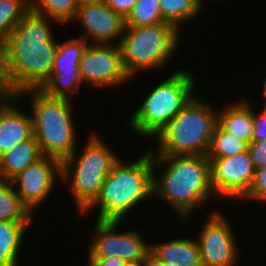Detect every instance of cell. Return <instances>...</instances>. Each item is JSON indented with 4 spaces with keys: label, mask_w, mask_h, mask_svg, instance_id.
<instances>
[{
    "label": "cell",
    "mask_w": 266,
    "mask_h": 266,
    "mask_svg": "<svg viewBox=\"0 0 266 266\" xmlns=\"http://www.w3.org/2000/svg\"><path fill=\"white\" fill-rule=\"evenodd\" d=\"M211 164V183L215 195L228 200L243 198L250 190L255 168L249 152L225 158H208Z\"/></svg>",
    "instance_id": "12"
},
{
    "label": "cell",
    "mask_w": 266,
    "mask_h": 266,
    "mask_svg": "<svg viewBox=\"0 0 266 266\" xmlns=\"http://www.w3.org/2000/svg\"><path fill=\"white\" fill-rule=\"evenodd\" d=\"M218 124L228 133L251 143L253 135V109L247 101L241 100L218 111Z\"/></svg>",
    "instance_id": "19"
},
{
    "label": "cell",
    "mask_w": 266,
    "mask_h": 266,
    "mask_svg": "<svg viewBox=\"0 0 266 266\" xmlns=\"http://www.w3.org/2000/svg\"><path fill=\"white\" fill-rule=\"evenodd\" d=\"M30 9V0H0V47Z\"/></svg>",
    "instance_id": "24"
},
{
    "label": "cell",
    "mask_w": 266,
    "mask_h": 266,
    "mask_svg": "<svg viewBox=\"0 0 266 266\" xmlns=\"http://www.w3.org/2000/svg\"><path fill=\"white\" fill-rule=\"evenodd\" d=\"M248 152L255 170L266 167V137L257 142H251Z\"/></svg>",
    "instance_id": "28"
},
{
    "label": "cell",
    "mask_w": 266,
    "mask_h": 266,
    "mask_svg": "<svg viewBox=\"0 0 266 266\" xmlns=\"http://www.w3.org/2000/svg\"><path fill=\"white\" fill-rule=\"evenodd\" d=\"M147 266H180L178 264L168 263L161 260H156L151 254L148 256Z\"/></svg>",
    "instance_id": "33"
},
{
    "label": "cell",
    "mask_w": 266,
    "mask_h": 266,
    "mask_svg": "<svg viewBox=\"0 0 266 266\" xmlns=\"http://www.w3.org/2000/svg\"><path fill=\"white\" fill-rule=\"evenodd\" d=\"M115 12L123 18H127L132 12L137 0H103Z\"/></svg>",
    "instance_id": "31"
},
{
    "label": "cell",
    "mask_w": 266,
    "mask_h": 266,
    "mask_svg": "<svg viewBox=\"0 0 266 266\" xmlns=\"http://www.w3.org/2000/svg\"><path fill=\"white\" fill-rule=\"evenodd\" d=\"M266 137V113L256 114L253 110V135L251 142H257Z\"/></svg>",
    "instance_id": "30"
},
{
    "label": "cell",
    "mask_w": 266,
    "mask_h": 266,
    "mask_svg": "<svg viewBox=\"0 0 266 266\" xmlns=\"http://www.w3.org/2000/svg\"><path fill=\"white\" fill-rule=\"evenodd\" d=\"M249 144L226 132L217 124L207 154L208 158H225L248 151Z\"/></svg>",
    "instance_id": "25"
},
{
    "label": "cell",
    "mask_w": 266,
    "mask_h": 266,
    "mask_svg": "<svg viewBox=\"0 0 266 266\" xmlns=\"http://www.w3.org/2000/svg\"><path fill=\"white\" fill-rule=\"evenodd\" d=\"M81 0H30L32 11L53 19V22L67 24L73 21Z\"/></svg>",
    "instance_id": "23"
},
{
    "label": "cell",
    "mask_w": 266,
    "mask_h": 266,
    "mask_svg": "<svg viewBox=\"0 0 266 266\" xmlns=\"http://www.w3.org/2000/svg\"><path fill=\"white\" fill-rule=\"evenodd\" d=\"M152 160L153 167L166 166L159 178L154 174V196L175 208L182 222L216 196L207 155H152Z\"/></svg>",
    "instance_id": "2"
},
{
    "label": "cell",
    "mask_w": 266,
    "mask_h": 266,
    "mask_svg": "<svg viewBox=\"0 0 266 266\" xmlns=\"http://www.w3.org/2000/svg\"><path fill=\"white\" fill-rule=\"evenodd\" d=\"M119 159L104 180L98 199L85 212L97 209V220L121 221L123 216L134 209L142 200L154 195L153 167L151 150L131 164Z\"/></svg>",
    "instance_id": "3"
},
{
    "label": "cell",
    "mask_w": 266,
    "mask_h": 266,
    "mask_svg": "<svg viewBox=\"0 0 266 266\" xmlns=\"http://www.w3.org/2000/svg\"><path fill=\"white\" fill-rule=\"evenodd\" d=\"M79 68L83 83L97 88L122 85L132 79L124 68L120 46L114 42L88 44Z\"/></svg>",
    "instance_id": "10"
},
{
    "label": "cell",
    "mask_w": 266,
    "mask_h": 266,
    "mask_svg": "<svg viewBox=\"0 0 266 266\" xmlns=\"http://www.w3.org/2000/svg\"><path fill=\"white\" fill-rule=\"evenodd\" d=\"M89 257H117L129 265L146 263L150 254V244L142 234L135 231L117 233L120 221L96 220Z\"/></svg>",
    "instance_id": "9"
},
{
    "label": "cell",
    "mask_w": 266,
    "mask_h": 266,
    "mask_svg": "<svg viewBox=\"0 0 266 266\" xmlns=\"http://www.w3.org/2000/svg\"><path fill=\"white\" fill-rule=\"evenodd\" d=\"M46 19L30 9L0 47V60L16 95L40 89L51 76L58 43Z\"/></svg>",
    "instance_id": "1"
},
{
    "label": "cell",
    "mask_w": 266,
    "mask_h": 266,
    "mask_svg": "<svg viewBox=\"0 0 266 266\" xmlns=\"http://www.w3.org/2000/svg\"><path fill=\"white\" fill-rule=\"evenodd\" d=\"M57 175L61 176V163L55 158L43 155L11 182L15 186L18 184V189L15 188V191L32 213L54 189Z\"/></svg>",
    "instance_id": "15"
},
{
    "label": "cell",
    "mask_w": 266,
    "mask_h": 266,
    "mask_svg": "<svg viewBox=\"0 0 266 266\" xmlns=\"http://www.w3.org/2000/svg\"><path fill=\"white\" fill-rule=\"evenodd\" d=\"M86 266H129V264L112 256L107 258H89Z\"/></svg>",
    "instance_id": "32"
},
{
    "label": "cell",
    "mask_w": 266,
    "mask_h": 266,
    "mask_svg": "<svg viewBox=\"0 0 266 266\" xmlns=\"http://www.w3.org/2000/svg\"><path fill=\"white\" fill-rule=\"evenodd\" d=\"M263 110L262 111H264V113H266V102H263Z\"/></svg>",
    "instance_id": "35"
},
{
    "label": "cell",
    "mask_w": 266,
    "mask_h": 266,
    "mask_svg": "<svg viewBox=\"0 0 266 266\" xmlns=\"http://www.w3.org/2000/svg\"><path fill=\"white\" fill-rule=\"evenodd\" d=\"M75 19L85 29L81 37L86 40L91 37L94 44H113L120 38L116 42L119 45L126 27V19L103 0H81Z\"/></svg>",
    "instance_id": "14"
},
{
    "label": "cell",
    "mask_w": 266,
    "mask_h": 266,
    "mask_svg": "<svg viewBox=\"0 0 266 266\" xmlns=\"http://www.w3.org/2000/svg\"><path fill=\"white\" fill-rule=\"evenodd\" d=\"M30 223L0 221V266H18L20 246Z\"/></svg>",
    "instance_id": "20"
},
{
    "label": "cell",
    "mask_w": 266,
    "mask_h": 266,
    "mask_svg": "<svg viewBox=\"0 0 266 266\" xmlns=\"http://www.w3.org/2000/svg\"><path fill=\"white\" fill-rule=\"evenodd\" d=\"M159 2L164 22L174 25L179 31L184 22L198 17L204 7L203 0H159Z\"/></svg>",
    "instance_id": "22"
},
{
    "label": "cell",
    "mask_w": 266,
    "mask_h": 266,
    "mask_svg": "<svg viewBox=\"0 0 266 266\" xmlns=\"http://www.w3.org/2000/svg\"><path fill=\"white\" fill-rule=\"evenodd\" d=\"M150 254L156 259L180 266H203L196 239H173L150 244Z\"/></svg>",
    "instance_id": "17"
},
{
    "label": "cell",
    "mask_w": 266,
    "mask_h": 266,
    "mask_svg": "<svg viewBox=\"0 0 266 266\" xmlns=\"http://www.w3.org/2000/svg\"><path fill=\"white\" fill-rule=\"evenodd\" d=\"M159 0H137L126 18V26L140 27L164 22Z\"/></svg>",
    "instance_id": "26"
},
{
    "label": "cell",
    "mask_w": 266,
    "mask_h": 266,
    "mask_svg": "<svg viewBox=\"0 0 266 266\" xmlns=\"http://www.w3.org/2000/svg\"><path fill=\"white\" fill-rule=\"evenodd\" d=\"M180 35V31L167 22L126 26L119 43L126 72L132 78L139 71L163 68L177 51Z\"/></svg>",
    "instance_id": "8"
},
{
    "label": "cell",
    "mask_w": 266,
    "mask_h": 266,
    "mask_svg": "<svg viewBox=\"0 0 266 266\" xmlns=\"http://www.w3.org/2000/svg\"><path fill=\"white\" fill-rule=\"evenodd\" d=\"M30 94V95H29ZM31 96L32 128L42 155L60 163L69 158L76 147V134L69 99L51 98L39 89L21 91L16 96Z\"/></svg>",
    "instance_id": "4"
},
{
    "label": "cell",
    "mask_w": 266,
    "mask_h": 266,
    "mask_svg": "<svg viewBox=\"0 0 266 266\" xmlns=\"http://www.w3.org/2000/svg\"><path fill=\"white\" fill-rule=\"evenodd\" d=\"M15 97L16 94L8 83L5 68L0 60V108L6 106Z\"/></svg>",
    "instance_id": "29"
},
{
    "label": "cell",
    "mask_w": 266,
    "mask_h": 266,
    "mask_svg": "<svg viewBox=\"0 0 266 266\" xmlns=\"http://www.w3.org/2000/svg\"><path fill=\"white\" fill-rule=\"evenodd\" d=\"M209 215L199 239H196L203 266L236 265L238 245L228 220L218 211Z\"/></svg>",
    "instance_id": "13"
},
{
    "label": "cell",
    "mask_w": 266,
    "mask_h": 266,
    "mask_svg": "<svg viewBox=\"0 0 266 266\" xmlns=\"http://www.w3.org/2000/svg\"><path fill=\"white\" fill-rule=\"evenodd\" d=\"M14 189L11 181L0 179V221L32 222L33 214Z\"/></svg>",
    "instance_id": "21"
},
{
    "label": "cell",
    "mask_w": 266,
    "mask_h": 266,
    "mask_svg": "<svg viewBox=\"0 0 266 266\" xmlns=\"http://www.w3.org/2000/svg\"><path fill=\"white\" fill-rule=\"evenodd\" d=\"M87 43L82 37L58 43L51 76L39 90L51 98L70 99L77 93L83 82L79 65Z\"/></svg>",
    "instance_id": "11"
},
{
    "label": "cell",
    "mask_w": 266,
    "mask_h": 266,
    "mask_svg": "<svg viewBox=\"0 0 266 266\" xmlns=\"http://www.w3.org/2000/svg\"><path fill=\"white\" fill-rule=\"evenodd\" d=\"M194 96L154 138L152 155H207L218 124V111Z\"/></svg>",
    "instance_id": "5"
},
{
    "label": "cell",
    "mask_w": 266,
    "mask_h": 266,
    "mask_svg": "<svg viewBox=\"0 0 266 266\" xmlns=\"http://www.w3.org/2000/svg\"><path fill=\"white\" fill-rule=\"evenodd\" d=\"M42 156L40 146L32 135L0 156V179L11 181Z\"/></svg>",
    "instance_id": "18"
},
{
    "label": "cell",
    "mask_w": 266,
    "mask_h": 266,
    "mask_svg": "<svg viewBox=\"0 0 266 266\" xmlns=\"http://www.w3.org/2000/svg\"><path fill=\"white\" fill-rule=\"evenodd\" d=\"M266 201V167L255 170L253 184L242 199Z\"/></svg>",
    "instance_id": "27"
},
{
    "label": "cell",
    "mask_w": 266,
    "mask_h": 266,
    "mask_svg": "<svg viewBox=\"0 0 266 266\" xmlns=\"http://www.w3.org/2000/svg\"><path fill=\"white\" fill-rule=\"evenodd\" d=\"M19 101L16 96L0 108V156L33 135L32 117L15 106Z\"/></svg>",
    "instance_id": "16"
},
{
    "label": "cell",
    "mask_w": 266,
    "mask_h": 266,
    "mask_svg": "<svg viewBox=\"0 0 266 266\" xmlns=\"http://www.w3.org/2000/svg\"><path fill=\"white\" fill-rule=\"evenodd\" d=\"M129 266H147V263L139 264V265H129Z\"/></svg>",
    "instance_id": "36"
},
{
    "label": "cell",
    "mask_w": 266,
    "mask_h": 266,
    "mask_svg": "<svg viewBox=\"0 0 266 266\" xmlns=\"http://www.w3.org/2000/svg\"><path fill=\"white\" fill-rule=\"evenodd\" d=\"M263 89H264V96H265L263 100H264V102H266V79L264 80V88Z\"/></svg>",
    "instance_id": "34"
},
{
    "label": "cell",
    "mask_w": 266,
    "mask_h": 266,
    "mask_svg": "<svg viewBox=\"0 0 266 266\" xmlns=\"http://www.w3.org/2000/svg\"><path fill=\"white\" fill-rule=\"evenodd\" d=\"M194 78L184 69L177 70L155 86L129 117L130 129L145 138L155 137L194 97Z\"/></svg>",
    "instance_id": "6"
},
{
    "label": "cell",
    "mask_w": 266,
    "mask_h": 266,
    "mask_svg": "<svg viewBox=\"0 0 266 266\" xmlns=\"http://www.w3.org/2000/svg\"><path fill=\"white\" fill-rule=\"evenodd\" d=\"M97 137L90 135L79 158L76 148L75 152L61 163V180L72 179L68 189L76 201L77 209L82 213L98 199L104 180L119 160L115 152Z\"/></svg>",
    "instance_id": "7"
}]
</instances>
